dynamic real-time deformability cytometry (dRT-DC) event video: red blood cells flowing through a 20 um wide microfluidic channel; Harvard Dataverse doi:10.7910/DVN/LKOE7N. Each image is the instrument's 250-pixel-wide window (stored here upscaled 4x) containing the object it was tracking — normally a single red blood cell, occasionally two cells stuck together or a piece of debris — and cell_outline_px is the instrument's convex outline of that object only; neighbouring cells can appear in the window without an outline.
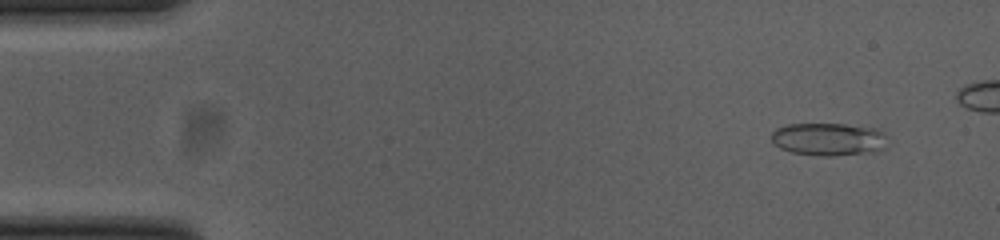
{"species": "common noctule bat (a hibernating species)", "species_latin": "Nyctalus noctula", "temperature_condition": "cold", "stored_images_in_passage": 48, "camera_frame_rate_fps": 3000, "um_per_image_px": 0.085, "animal": {"sex": "female", "body_mass_g": 23.0, "forearm_length_mm": 53.4}, "frame": {"image": 1, "passage_image": 4, "time_ms": 1.0, "image_size_px": [1000, 240], "cell_outline_px": [[888, 136], [884, 148], [876, 152], [832, 156], [824, 156], [792, 152], [780, 148], [772, 140], [772, 132], [776, 128], [788, 124], [844, 124], [876, 128], [884, 132]], "centroid_in_image_um": [70.48, 11.83], "position_along_channel_um": 14.5, "area_um2": 22.31}}
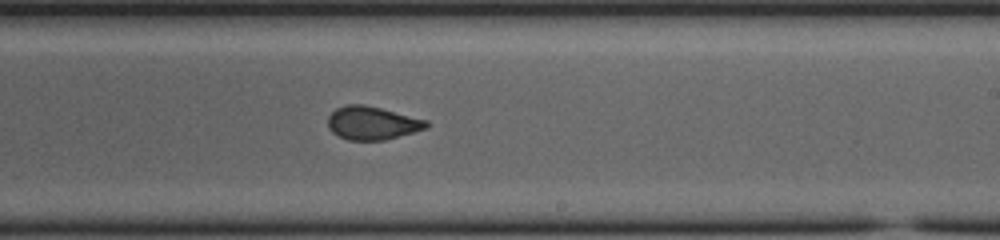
{"frame": {"image": 2, "passage_image": 32, "time_ms": 10.333, "image_size_px": [1000, 240], "cell_outline_px": [[428, 128], [384, 140], [348, 140], [332, 132], [328, 128], [328, 116], [336, 108], [348, 104], [364, 104], [428, 120]], "centroid_in_image_um": [31.63, 10.45], "position_along_channel_um": 257.4, "area_um2": 19.02}}
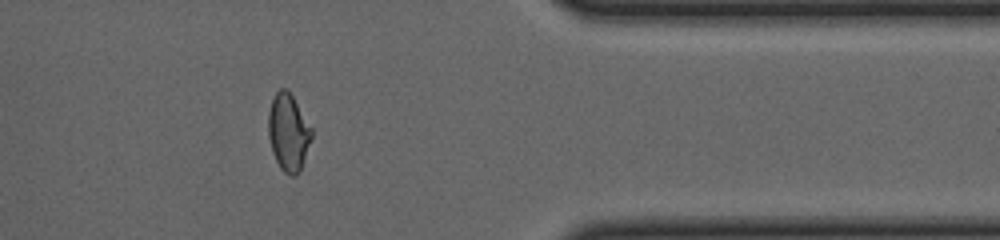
{"frame": {"image": 3, "passage_image": 44, "time_ms": 14.333, "image_size_px": [1000, 240], "cell_outline_px": [[312, 136], [300, 172], [296, 176], [292, 176], [284, 172], [280, 168], [272, 152], [268, 136], [268, 112], [272, 100], [276, 92], [280, 88], [288, 88], [312, 128]], "centroid_in_image_um": [24.5, 11.24], "position_along_channel_um": 386.9, "area_um2": 19.59}, "authors_computed_cell_mechanics": {"area_um2": 19.5653, "velocity_mm_per_s": 3.7143, "shape_relaxation_time_tau1_ms": null, "shape_relaxation_time_tau2_ms": 1.1874, "deformation_change_tau1": null, "deformation_change_tau2": 0.0702}}